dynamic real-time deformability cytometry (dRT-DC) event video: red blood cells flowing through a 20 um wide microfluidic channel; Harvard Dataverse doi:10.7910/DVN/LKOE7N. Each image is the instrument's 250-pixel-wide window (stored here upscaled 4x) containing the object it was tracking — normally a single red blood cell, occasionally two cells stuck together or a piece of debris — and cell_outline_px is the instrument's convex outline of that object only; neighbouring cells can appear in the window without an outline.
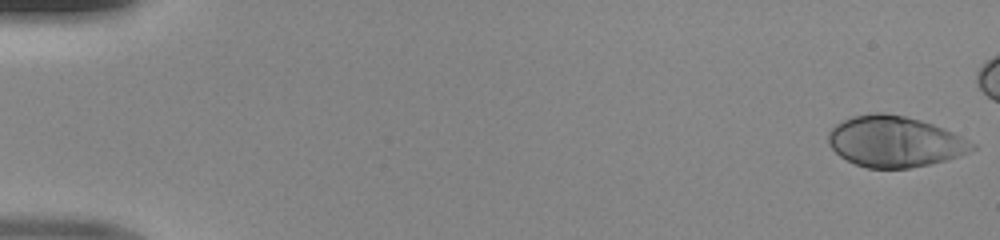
{"species": "human", "species_latin": "Homo sapiens", "temperature_condition": "room temperature", "stored_images_in_passage": 44, "camera_frame_rate_fps": 3000, "um_per_image_px": 0.085, "donor": {"sex": "male"}, "frame": {"image": 1, "passage_image": 1, "time_ms": 0.0, "image_size_px": [1000, 240], "cell_outline_px": [[976, 148], [968, 152], [944, 160], [928, 164], [908, 168], [868, 168], [856, 164], [840, 156], [828, 144], [828, 132], [836, 124], [852, 116], [872, 112], [884, 112], [904, 116], [920, 120], [944, 128], [976, 144]], "centroid_in_image_um": [76.02, 12.02], "position_along_channel_um": 9.0, "area_um2": 42.37}}
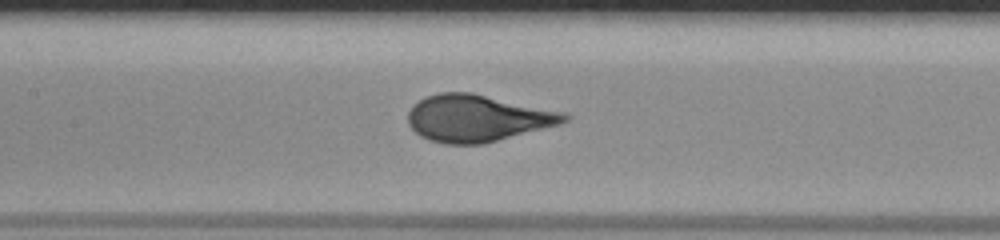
{"frame": {"image": 2, "passage_image": 24, "time_ms": 7.667, "image_size_px": [1000, 240], "cell_outline_px": [[572, 116], [568, 120], [560, 124], [484, 144], [444, 144], [420, 136], [408, 124], [408, 112], [412, 104], [428, 96], [440, 92], [472, 92], [564, 112]], "centroid_in_image_um": [40.58, 10.04], "position_along_channel_um": 166.8, "area_um2": 42.71}}
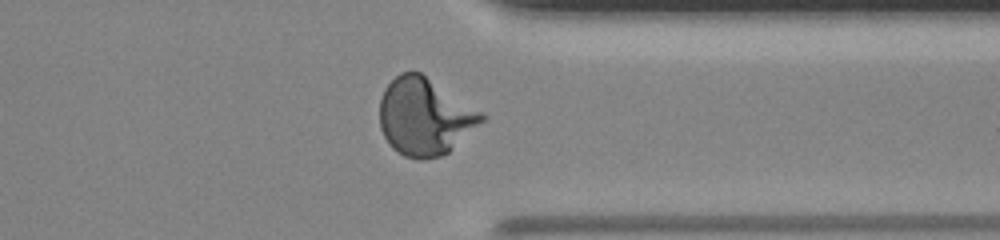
{"frame": {"image": 3, "passage_image": 39, "time_ms": 12.667, "image_size_px": [1000, 240], "cell_outline_px": [[488, 116], [484, 120], [448, 152], [440, 156], [420, 160], [404, 156], [392, 148], [388, 144], [380, 128], [380, 100], [384, 88], [400, 72], [420, 72], [484, 112]], "centroid_in_image_um": [36.1, 9.91], "position_along_channel_um": 375.3, "area_um2": 45.84}}